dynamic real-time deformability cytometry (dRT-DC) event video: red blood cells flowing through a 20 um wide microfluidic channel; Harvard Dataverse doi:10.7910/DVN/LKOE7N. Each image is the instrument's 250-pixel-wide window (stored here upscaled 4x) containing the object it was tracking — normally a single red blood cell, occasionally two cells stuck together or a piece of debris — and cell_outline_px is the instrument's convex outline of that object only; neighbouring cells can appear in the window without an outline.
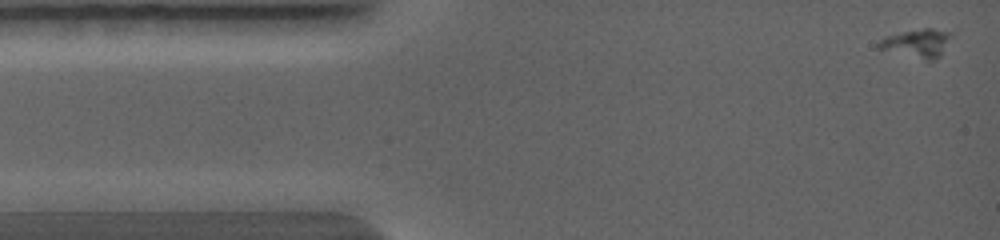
{"species": "common noctule bat (a hibernating species)", "species_latin": "Nyctalus noctula", "temperature_condition": "warm", "stored_images_in_passage": 63, "camera_frame_rate_fps": 5000, "um_per_image_px": 0.085, "animal": {"sex": "female", "body_mass_g": 19.0, "forearm_length_mm": 56.7}, "frame": {"image": 1, "passage_image": 1, "time_ms": 0.0, "image_size_px": [1000, 240], "cell_outline_px": [[952, 32], [940, 56], [932, 60], [924, 60], [876, 48], [876, 44], [884, 36], [924, 28], [932, 28]], "centroid_in_image_um": [77.91, 3.67], "position_along_channel_um": 7.1, "area_um2": 11.85}}
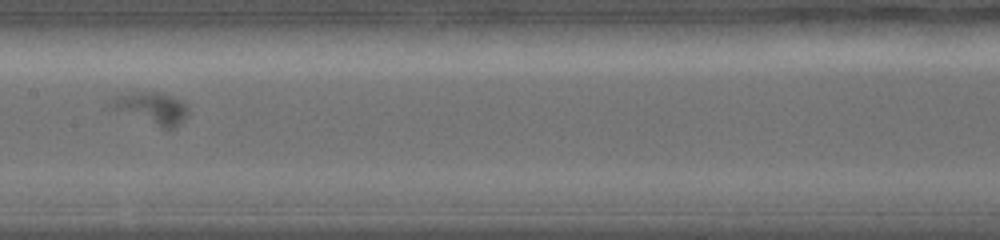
{"frame": {"image": 2, "passage_image": 29, "time_ms": 5.0, "image_size_px": [1000, 240], "cell_outline_px": [[188, 112], [172, 128], [160, 128], [108, 108], [108, 104], [112, 100], [120, 96], [136, 92], [156, 92], [180, 100], [188, 108]], "centroid_in_image_um": [12.82, 9.21], "position_along_channel_um": 194.6, "area_um2": 13.87}}
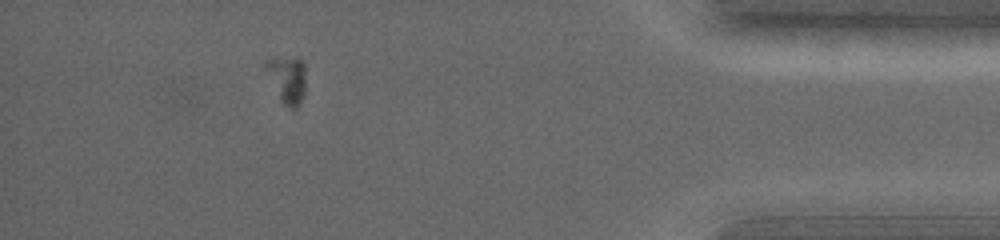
{"frame": {"image": 3, "passage_image": 54, "time_ms": 9.8, "image_size_px": [1000, 240], "cell_outline_px": [[304, 96], [296, 108], [292, 108], [284, 104], [280, 100], [264, 68], [264, 64], [268, 60], [296, 56], [304, 64]], "centroid_in_image_um": [24.41, 6.74], "position_along_channel_um": 410.8, "area_um2": 10.81}}